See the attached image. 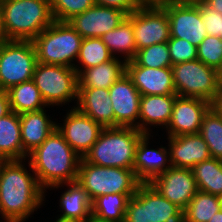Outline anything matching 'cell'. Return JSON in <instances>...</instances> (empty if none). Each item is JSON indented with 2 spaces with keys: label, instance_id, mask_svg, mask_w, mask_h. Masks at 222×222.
Instances as JSON below:
<instances>
[{
  "label": "cell",
  "instance_id": "1",
  "mask_svg": "<svg viewBox=\"0 0 222 222\" xmlns=\"http://www.w3.org/2000/svg\"><path fill=\"white\" fill-rule=\"evenodd\" d=\"M23 161L5 160L0 168V214L5 221H26L45 199L46 190Z\"/></svg>",
  "mask_w": 222,
  "mask_h": 222
},
{
  "label": "cell",
  "instance_id": "2",
  "mask_svg": "<svg viewBox=\"0 0 222 222\" xmlns=\"http://www.w3.org/2000/svg\"><path fill=\"white\" fill-rule=\"evenodd\" d=\"M29 167L45 190L77 181L81 157L55 129L46 140L28 154Z\"/></svg>",
  "mask_w": 222,
  "mask_h": 222
},
{
  "label": "cell",
  "instance_id": "3",
  "mask_svg": "<svg viewBox=\"0 0 222 222\" xmlns=\"http://www.w3.org/2000/svg\"><path fill=\"white\" fill-rule=\"evenodd\" d=\"M0 14L8 40L32 41L54 22L50 0H0Z\"/></svg>",
  "mask_w": 222,
  "mask_h": 222
},
{
  "label": "cell",
  "instance_id": "4",
  "mask_svg": "<svg viewBox=\"0 0 222 222\" xmlns=\"http://www.w3.org/2000/svg\"><path fill=\"white\" fill-rule=\"evenodd\" d=\"M143 135L134 127H104L83 159L93 165L133 169L136 147Z\"/></svg>",
  "mask_w": 222,
  "mask_h": 222
},
{
  "label": "cell",
  "instance_id": "5",
  "mask_svg": "<svg viewBox=\"0 0 222 222\" xmlns=\"http://www.w3.org/2000/svg\"><path fill=\"white\" fill-rule=\"evenodd\" d=\"M83 38L68 22L54 21L32 43L37 62L74 68ZM72 62V63H71Z\"/></svg>",
  "mask_w": 222,
  "mask_h": 222
},
{
  "label": "cell",
  "instance_id": "6",
  "mask_svg": "<svg viewBox=\"0 0 222 222\" xmlns=\"http://www.w3.org/2000/svg\"><path fill=\"white\" fill-rule=\"evenodd\" d=\"M77 182L89 200L105 194H135L141 182L133 169L103 167L80 159Z\"/></svg>",
  "mask_w": 222,
  "mask_h": 222
},
{
  "label": "cell",
  "instance_id": "7",
  "mask_svg": "<svg viewBox=\"0 0 222 222\" xmlns=\"http://www.w3.org/2000/svg\"><path fill=\"white\" fill-rule=\"evenodd\" d=\"M124 222H183V210L150 183H141L128 200Z\"/></svg>",
  "mask_w": 222,
  "mask_h": 222
},
{
  "label": "cell",
  "instance_id": "8",
  "mask_svg": "<svg viewBox=\"0 0 222 222\" xmlns=\"http://www.w3.org/2000/svg\"><path fill=\"white\" fill-rule=\"evenodd\" d=\"M176 94L212 102L221 83L219 70L198 59L171 67Z\"/></svg>",
  "mask_w": 222,
  "mask_h": 222
},
{
  "label": "cell",
  "instance_id": "9",
  "mask_svg": "<svg viewBox=\"0 0 222 222\" xmlns=\"http://www.w3.org/2000/svg\"><path fill=\"white\" fill-rule=\"evenodd\" d=\"M32 80L48 107L77 101L78 73L74 68L37 62Z\"/></svg>",
  "mask_w": 222,
  "mask_h": 222
},
{
  "label": "cell",
  "instance_id": "10",
  "mask_svg": "<svg viewBox=\"0 0 222 222\" xmlns=\"http://www.w3.org/2000/svg\"><path fill=\"white\" fill-rule=\"evenodd\" d=\"M36 51L30 40H8L0 46V89L33 79Z\"/></svg>",
  "mask_w": 222,
  "mask_h": 222
},
{
  "label": "cell",
  "instance_id": "11",
  "mask_svg": "<svg viewBox=\"0 0 222 222\" xmlns=\"http://www.w3.org/2000/svg\"><path fill=\"white\" fill-rule=\"evenodd\" d=\"M133 24L137 50L170 39V24L166 10L162 6L139 7L127 15Z\"/></svg>",
  "mask_w": 222,
  "mask_h": 222
},
{
  "label": "cell",
  "instance_id": "12",
  "mask_svg": "<svg viewBox=\"0 0 222 222\" xmlns=\"http://www.w3.org/2000/svg\"><path fill=\"white\" fill-rule=\"evenodd\" d=\"M162 7L169 19L170 37L185 39L198 47L208 35L196 3L169 0Z\"/></svg>",
  "mask_w": 222,
  "mask_h": 222
},
{
  "label": "cell",
  "instance_id": "13",
  "mask_svg": "<svg viewBox=\"0 0 222 222\" xmlns=\"http://www.w3.org/2000/svg\"><path fill=\"white\" fill-rule=\"evenodd\" d=\"M65 117L63 124H56V129L72 149L83 158L97 141L104 127L75 107L71 108Z\"/></svg>",
  "mask_w": 222,
  "mask_h": 222
},
{
  "label": "cell",
  "instance_id": "14",
  "mask_svg": "<svg viewBox=\"0 0 222 222\" xmlns=\"http://www.w3.org/2000/svg\"><path fill=\"white\" fill-rule=\"evenodd\" d=\"M160 194L182 210L198 191L192 169L171 166L151 183Z\"/></svg>",
  "mask_w": 222,
  "mask_h": 222
},
{
  "label": "cell",
  "instance_id": "15",
  "mask_svg": "<svg viewBox=\"0 0 222 222\" xmlns=\"http://www.w3.org/2000/svg\"><path fill=\"white\" fill-rule=\"evenodd\" d=\"M109 97L114 112V127L138 129L141 94L127 73L109 88Z\"/></svg>",
  "mask_w": 222,
  "mask_h": 222
},
{
  "label": "cell",
  "instance_id": "16",
  "mask_svg": "<svg viewBox=\"0 0 222 222\" xmlns=\"http://www.w3.org/2000/svg\"><path fill=\"white\" fill-rule=\"evenodd\" d=\"M127 14L117 8L94 5L83 13L73 16L67 22L82 38H101L118 27Z\"/></svg>",
  "mask_w": 222,
  "mask_h": 222
},
{
  "label": "cell",
  "instance_id": "17",
  "mask_svg": "<svg viewBox=\"0 0 222 222\" xmlns=\"http://www.w3.org/2000/svg\"><path fill=\"white\" fill-rule=\"evenodd\" d=\"M210 108L211 103L203 99L177 96L166 127L168 137L198 134L203 117Z\"/></svg>",
  "mask_w": 222,
  "mask_h": 222
},
{
  "label": "cell",
  "instance_id": "18",
  "mask_svg": "<svg viewBox=\"0 0 222 222\" xmlns=\"http://www.w3.org/2000/svg\"><path fill=\"white\" fill-rule=\"evenodd\" d=\"M126 73L141 95L176 94L171 67H144L131 60L126 63Z\"/></svg>",
  "mask_w": 222,
  "mask_h": 222
},
{
  "label": "cell",
  "instance_id": "19",
  "mask_svg": "<svg viewBox=\"0 0 222 222\" xmlns=\"http://www.w3.org/2000/svg\"><path fill=\"white\" fill-rule=\"evenodd\" d=\"M151 134H144L136 147L133 170L141 183H151L171 167L169 149L165 147L148 149ZM168 163V165H167Z\"/></svg>",
  "mask_w": 222,
  "mask_h": 222
},
{
  "label": "cell",
  "instance_id": "20",
  "mask_svg": "<svg viewBox=\"0 0 222 222\" xmlns=\"http://www.w3.org/2000/svg\"><path fill=\"white\" fill-rule=\"evenodd\" d=\"M171 166L192 169L197 163L211 158L207 143L198 134L167 137Z\"/></svg>",
  "mask_w": 222,
  "mask_h": 222
},
{
  "label": "cell",
  "instance_id": "21",
  "mask_svg": "<svg viewBox=\"0 0 222 222\" xmlns=\"http://www.w3.org/2000/svg\"><path fill=\"white\" fill-rule=\"evenodd\" d=\"M74 106L82 114L92 118L103 127H114V112L109 89L78 88V98Z\"/></svg>",
  "mask_w": 222,
  "mask_h": 222
},
{
  "label": "cell",
  "instance_id": "22",
  "mask_svg": "<svg viewBox=\"0 0 222 222\" xmlns=\"http://www.w3.org/2000/svg\"><path fill=\"white\" fill-rule=\"evenodd\" d=\"M177 96V94L141 95L138 130L144 134H150L151 129L147 127L149 125L167 127Z\"/></svg>",
  "mask_w": 222,
  "mask_h": 222
},
{
  "label": "cell",
  "instance_id": "23",
  "mask_svg": "<svg viewBox=\"0 0 222 222\" xmlns=\"http://www.w3.org/2000/svg\"><path fill=\"white\" fill-rule=\"evenodd\" d=\"M23 150L29 154L40 146L56 129V124L47 116L46 110L26 112L19 115Z\"/></svg>",
  "mask_w": 222,
  "mask_h": 222
},
{
  "label": "cell",
  "instance_id": "24",
  "mask_svg": "<svg viewBox=\"0 0 222 222\" xmlns=\"http://www.w3.org/2000/svg\"><path fill=\"white\" fill-rule=\"evenodd\" d=\"M126 61L113 57L110 61L82 70L78 74V88L109 89L126 74Z\"/></svg>",
  "mask_w": 222,
  "mask_h": 222
},
{
  "label": "cell",
  "instance_id": "25",
  "mask_svg": "<svg viewBox=\"0 0 222 222\" xmlns=\"http://www.w3.org/2000/svg\"><path fill=\"white\" fill-rule=\"evenodd\" d=\"M68 189L60 197L62 215L57 220L66 222H86L91 215V201L79 183H66Z\"/></svg>",
  "mask_w": 222,
  "mask_h": 222
},
{
  "label": "cell",
  "instance_id": "26",
  "mask_svg": "<svg viewBox=\"0 0 222 222\" xmlns=\"http://www.w3.org/2000/svg\"><path fill=\"white\" fill-rule=\"evenodd\" d=\"M0 157L5 160H25L28 157L21 142L20 117L13 111L0 118Z\"/></svg>",
  "mask_w": 222,
  "mask_h": 222
},
{
  "label": "cell",
  "instance_id": "27",
  "mask_svg": "<svg viewBox=\"0 0 222 222\" xmlns=\"http://www.w3.org/2000/svg\"><path fill=\"white\" fill-rule=\"evenodd\" d=\"M110 54L116 58V54L123 55V60L128 62L135 58L137 46L135 43L132 22L126 17L121 24L101 36Z\"/></svg>",
  "mask_w": 222,
  "mask_h": 222
},
{
  "label": "cell",
  "instance_id": "28",
  "mask_svg": "<svg viewBox=\"0 0 222 222\" xmlns=\"http://www.w3.org/2000/svg\"><path fill=\"white\" fill-rule=\"evenodd\" d=\"M11 111L22 114L45 109L47 106L33 80L14 85L7 90Z\"/></svg>",
  "mask_w": 222,
  "mask_h": 222
},
{
  "label": "cell",
  "instance_id": "29",
  "mask_svg": "<svg viewBox=\"0 0 222 222\" xmlns=\"http://www.w3.org/2000/svg\"><path fill=\"white\" fill-rule=\"evenodd\" d=\"M134 194H105L91 202V215L97 220L124 222L128 200Z\"/></svg>",
  "mask_w": 222,
  "mask_h": 222
},
{
  "label": "cell",
  "instance_id": "30",
  "mask_svg": "<svg viewBox=\"0 0 222 222\" xmlns=\"http://www.w3.org/2000/svg\"><path fill=\"white\" fill-rule=\"evenodd\" d=\"M200 191L222 197V160L209 158L192 168Z\"/></svg>",
  "mask_w": 222,
  "mask_h": 222
},
{
  "label": "cell",
  "instance_id": "31",
  "mask_svg": "<svg viewBox=\"0 0 222 222\" xmlns=\"http://www.w3.org/2000/svg\"><path fill=\"white\" fill-rule=\"evenodd\" d=\"M222 197L198 190L183 210V222H208L221 210Z\"/></svg>",
  "mask_w": 222,
  "mask_h": 222
},
{
  "label": "cell",
  "instance_id": "32",
  "mask_svg": "<svg viewBox=\"0 0 222 222\" xmlns=\"http://www.w3.org/2000/svg\"><path fill=\"white\" fill-rule=\"evenodd\" d=\"M113 56L101 38H83L74 69L79 74L82 70L110 61ZM81 68V69H80Z\"/></svg>",
  "mask_w": 222,
  "mask_h": 222
},
{
  "label": "cell",
  "instance_id": "33",
  "mask_svg": "<svg viewBox=\"0 0 222 222\" xmlns=\"http://www.w3.org/2000/svg\"><path fill=\"white\" fill-rule=\"evenodd\" d=\"M199 134L207 143L211 157L222 160V117L212 108L204 115Z\"/></svg>",
  "mask_w": 222,
  "mask_h": 222
},
{
  "label": "cell",
  "instance_id": "34",
  "mask_svg": "<svg viewBox=\"0 0 222 222\" xmlns=\"http://www.w3.org/2000/svg\"><path fill=\"white\" fill-rule=\"evenodd\" d=\"M139 66L150 68L172 67L167 42L154 44L149 47L137 50L133 59Z\"/></svg>",
  "mask_w": 222,
  "mask_h": 222
},
{
  "label": "cell",
  "instance_id": "35",
  "mask_svg": "<svg viewBox=\"0 0 222 222\" xmlns=\"http://www.w3.org/2000/svg\"><path fill=\"white\" fill-rule=\"evenodd\" d=\"M54 21L67 22L95 5L94 0H50Z\"/></svg>",
  "mask_w": 222,
  "mask_h": 222
},
{
  "label": "cell",
  "instance_id": "36",
  "mask_svg": "<svg viewBox=\"0 0 222 222\" xmlns=\"http://www.w3.org/2000/svg\"><path fill=\"white\" fill-rule=\"evenodd\" d=\"M197 59L217 70L222 67V38L207 35L197 47Z\"/></svg>",
  "mask_w": 222,
  "mask_h": 222
},
{
  "label": "cell",
  "instance_id": "37",
  "mask_svg": "<svg viewBox=\"0 0 222 222\" xmlns=\"http://www.w3.org/2000/svg\"><path fill=\"white\" fill-rule=\"evenodd\" d=\"M167 45L172 65L197 59V47L185 39L170 37Z\"/></svg>",
  "mask_w": 222,
  "mask_h": 222
},
{
  "label": "cell",
  "instance_id": "38",
  "mask_svg": "<svg viewBox=\"0 0 222 222\" xmlns=\"http://www.w3.org/2000/svg\"><path fill=\"white\" fill-rule=\"evenodd\" d=\"M200 7L201 19L204 22L208 35L221 37L222 14L208 6L204 1L196 3Z\"/></svg>",
  "mask_w": 222,
  "mask_h": 222
},
{
  "label": "cell",
  "instance_id": "39",
  "mask_svg": "<svg viewBox=\"0 0 222 222\" xmlns=\"http://www.w3.org/2000/svg\"><path fill=\"white\" fill-rule=\"evenodd\" d=\"M96 5L117 8L127 15L138 9L140 6L135 0H94Z\"/></svg>",
  "mask_w": 222,
  "mask_h": 222
},
{
  "label": "cell",
  "instance_id": "40",
  "mask_svg": "<svg viewBox=\"0 0 222 222\" xmlns=\"http://www.w3.org/2000/svg\"><path fill=\"white\" fill-rule=\"evenodd\" d=\"M11 112L7 90L0 89V118Z\"/></svg>",
  "mask_w": 222,
  "mask_h": 222
},
{
  "label": "cell",
  "instance_id": "41",
  "mask_svg": "<svg viewBox=\"0 0 222 222\" xmlns=\"http://www.w3.org/2000/svg\"><path fill=\"white\" fill-rule=\"evenodd\" d=\"M211 108L222 117V81L219 85L214 100L211 102Z\"/></svg>",
  "mask_w": 222,
  "mask_h": 222
},
{
  "label": "cell",
  "instance_id": "42",
  "mask_svg": "<svg viewBox=\"0 0 222 222\" xmlns=\"http://www.w3.org/2000/svg\"><path fill=\"white\" fill-rule=\"evenodd\" d=\"M140 7L162 6L169 0H135Z\"/></svg>",
  "mask_w": 222,
  "mask_h": 222
},
{
  "label": "cell",
  "instance_id": "43",
  "mask_svg": "<svg viewBox=\"0 0 222 222\" xmlns=\"http://www.w3.org/2000/svg\"><path fill=\"white\" fill-rule=\"evenodd\" d=\"M204 2L215 11L222 14V0H204Z\"/></svg>",
  "mask_w": 222,
  "mask_h": 222
},
{
  "label": "cell",
  "instance_id": "44",
  "mask_svg": "<svg viewBox=\"0 0 222 222\" xmlns=\"http://www.w3.org/2000/svg\"><path fill=\"white\" fill-rule=\"evenodd\" d=\"M8 41L4 29H3V24H2V19H1V14H0V46L3 45Z\"/></svg>",
  "mask_w": 222,
  "mask_h": 222
},
{
  "label": "cell",
  "instance_id": "45",
  "mask_svg": "<svg viewBox=\"0 0 222 222\" xmlns=\"http://www.w3.org/2000/svg\"><path fill=\"white\" fill-rule=\"evenodd\" d=\"M208 222H222V209L215 213V216L211 218Z\"/></svg>",
  "mask_w": 222,
  "mask_h": 222
},
{
  "label": "cell",
  "instance_id": "46",
  "mask_svg": "<svg viewBox=\"0 0 222 222\" xmlns=\"http://www.w3.org/2000/svg\"><path fill=\"white\" fill-rule=\"evenodd\" d=\"M179 2H183V3H197L199 1H204V0H176Z\"/></svg>",
  "mask_w": 222,
  "mask_h": 222
},
{
  "label": "cell",
  "instance_id": "47",
  "mask_svg": "<svg viewBox=\"0 0 222 222\" xmlns=\"http://www.w3.org/2000/svg\"><path fill=\"white\" fill-rule=\"evenodd\" d=\"M86 222H108V221H100L91 216Z\"/></svg>",
  "mask_w": 222,
  "mask_h": 222
},
{
  "label": "cell",
  "instance_id": "48",
  "mask_svg": "<svg viewBox=\"0 0 222 222\" xmlns=\"http://www.w3.org/2000/svg\"><path fill=\"white\" fill-rule=\"evenodd\" d=\"M220 80L222 81V67L219 70Z\"/></svg>",
  "mask_w": 222,
  "mask_h": 222
},
{
  "label": "cell",
  "instance_id": "49",
  "mask_svg": "<svg viewBox=\"0 0 222 222\" xmlns=\"http://www.w3.org/2000/svg\"><path fill=\"white\" fill-rule=\"evenodd\" d=\"M4 161H5V159H3V158L0 157V168H1V166H2V164H3Z\"/></svg>",
  "mask_w": 222,
  "mask_h": 222
}]
</instances>
